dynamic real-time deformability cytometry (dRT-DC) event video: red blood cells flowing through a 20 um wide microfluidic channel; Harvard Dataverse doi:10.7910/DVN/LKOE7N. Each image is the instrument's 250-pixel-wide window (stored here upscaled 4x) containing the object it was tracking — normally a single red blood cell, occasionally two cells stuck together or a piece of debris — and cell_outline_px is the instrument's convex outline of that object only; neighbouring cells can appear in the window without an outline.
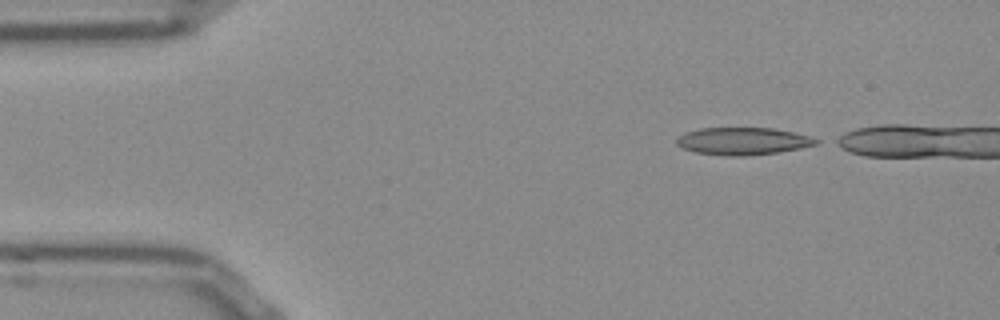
{"species": "Egyptian fruit bat (a non-hibernating species)", "species_latin": "Rousettus aegyptiacus", "temperature_condition": "room temperature", "stored_images_in_passage": 37, "camera_frame_rate_fps": 3000, "um_per_image_px": 0.085, "frame": {"image": 1, "passage_image": 1, "time_ms": 0.0, "image_size_px": [1000, 320], "cell_outline_px": [[820, 144], [780, 152], [744, 156], [724, 156], [696, 152], [684, 148], [676, 144], [676, 140], [680, 136], [688, 132], [700, 128], [772, 128], [812, 136], [820, 140]], "centroid_in_image_um": [63.21, 12.0], "position_along_channel_um": 21.8, "area_um2": 22.25}}
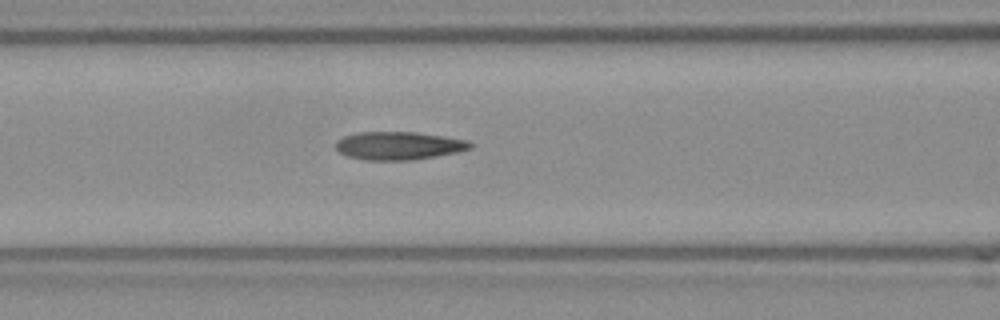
{"frame": {"image": 2, "passage_image": 15, "time_ms": 4.667, "image_size_px": [1000, 320], "cell_outline_px": [[476, 144], [472, 148], [456, 152], [412, 160], [364, 160], [348, 156], [340, 152], [336, 148], [336, 140], [344, 136], [356, 132], [416, 132], [444, 136], [468, 140]], "centroid_in_image_um": [33.91, 12.37], "position_along_channel_um": 132.7, "area_um2": 22.08}}
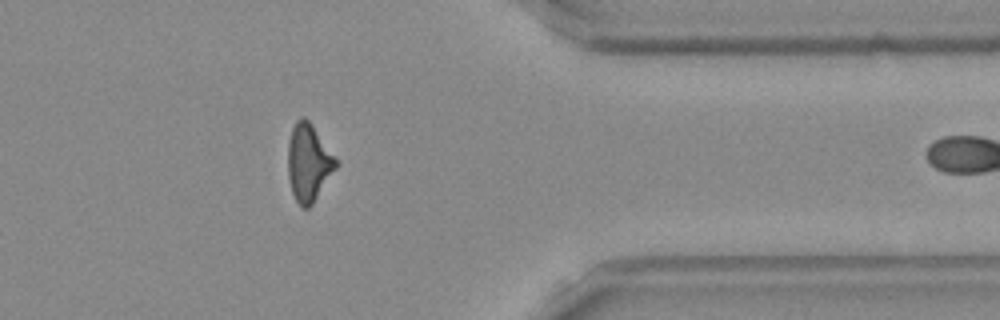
{"frame": {"image": 3, "passage_image": 36, "time_ms": 11.667, "image_size_px": [1000, 320], "cell_outline_px": [[340, 164], [312, 204], [308, 208], [300, 208], [292, 192], [288, 176], [288, 140], [292, 128], [296, 120], [300, 116], [304, 116], [312, 124]], "centroid_in_image_um": [26.23, 13.82], "position_along_channel_um": 385.2, "area_um2": 21.79}}